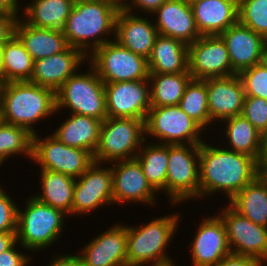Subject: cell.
Segmentation results:
<instances>
[{"label": "cell", "mask_w": 267, "mask_h": 266, "mask_svg": "<svg viewBox=\"0 0 267 266\" xmlns=\"http://www.w3.org/2000/svg\"><path fill=\"white\" fill-rule=\"evenodd\" d=\"M127 225L108 227L79 251L82 266H127Z\"/></svg>", "instance_id": "obj_17"}, {"label": "cell", "mask_w": 267, "mask_h": 266, "mask_svg": "<svg viewBox=\"0 0 267 266\" xmlns=\"http://www.w3.org/2000/svg\"><path fill=\"white\" fill-rule=\"evenodd\" d=\"M149 142L144 141L135 159L140 163L143 174L151 187L157 193L161 191L166 194L168 145Z\"/></svg>", "instance_id": "obj_31"}, {"label": "cell", "mask_w": 267, "mask_h": 266, "mask_svg": "<svg viewBox=\"0 0 267 266\" xmlns=\"http://www.w3.org/2000/svg\"><path fill=\"white\" fill-rule=\"evenodd\" d=\"M4 45L5 42H0V87H2L5 84V79L2 72V55H3Z\"/></svg>", "instance_id": "obj_49"}, {"label": "cell", "mask_w": 267, "mask_h": 266, "mask_svg": "<svg viewBox=\"0 0 267 266\" xmlns=\"http://www.w3.org/2000/svg\"><path fill=\"white\" fill-rule=\"evenodd\" d=\"M198 225L191 246V266H214L224 257L231 254L226 229L221 217L211 215L203 217Z\"/></svg>", "instance_id": "obj_18"}, {"label": "cell", "mask_w": 267, "mask_h": 266, "mask_svg": "<svg viewBox=\"0 0 267 266\" xmlns=\"http://www.w3.org/2000/svg\"><path fill=\"white\" fill-rule=\"evenodd\" d=\"M200 144L168 145L166 194L172 205L199 198Z\"/></svg>", "instance_id": "obj_8"}, {"label": "cell", "mask_w": 267, "mask_h": 266, "mask_svg": "<svg viewBox=\"0 0 267 266\" xmlns=\"http://www.w3.org/2000/svg\"><path fill=\"white\" fill-rule=\"evenodd\" d=\"M185 2H187L189 5L197 2V1H200V0H184Z\"/></svg>", "instance_id": "obj_52"}, {"label": "cell", "mask_w": 267, "mask_h": 266, "mask_svg": "<svg viewBox=\"0 0 267 266\" xmlns=\"http://www.w3.org/2000/svg\"><path fill=\"white\" fill-rule=\"evenodd\" d=\"M16 243V232H0V253L7 251Z\"/></svg>", "instance_id": "obj_47"}, {"label": "cell", "mask_w": 267, "mask_h": 266, "mask_svg": "<svg viewBox=\"0 0 267 266\" xmlns=\"http://www.w3.org/2000/svg\"><path fill=\"white\" fill-rule=\"evenodd\" d=\"M238 75L243 82L245 96L267 100V67L263 63L246 68Z\"/></svg>", "instance_id": "obj_38"}, {"label": "cell", "mask_w": 267, "mask_h": 266, "mask_svg": "<svg viewBox=\"0 0 267 266\" xmlns=\"http://www.w3.org/2000/svg\"><path fill=\"white\" fill-rule=\"evenodd\" d=\"M246 118L261 134L267 131V100L245 96L240 114Z\"/></svg>", "instance_id": "obj_39"}, {"label": "cell", "mask_w": 267, "mask_h": 266, "mask_svg": "<svg viewBox=\"0 0 267 266\" xmlns=\"http://www.w3.org/2000/svg\"><path fill=\"white\" fill-rule=\"evenodd\" d=\"M55 113V92L50 88L29 81L7 82L0 87V121L24 127L34 135V124Z\"/></svg>", "instance_id": "obj_3"}, {"label": "cell", "mask_w": 267, "mask_h": 266, "mask_svg": "<svg viewBox=\"0 0 267 266\" xmlns=\"http://www.w3.org/2000/svg\"><path fill=\"white\" fill-rule=\"evenodd\" d=\"M128 1H130V3ZM166 1L167 0H123L122 8L132 14L135 9H138L139 11H143V14L145 13L151 16V14Z\"/></svg>", "instance_id": "obj_42"}, {"label": "cell", "mask_w": 267, "mask_h": 266, "mask_svg": "<svg viewBox=\"0 0 267 266\" xmlns=\"http://www.w3.org/2000/svg\"><path fill=\"white\" fill-rule=\"evenodd\" d=\"M204 141L199 150V199L220 192L229 201L261 174L257 161L248 155Z\"/></svg>", "instance_id": "obj_1"}, {"label": "cell", "mask_w": 267, "mask_h": 266, "mask_svg": "<svg viewBox=\"0 0 267 266\" xmlns=\"http://www.w3.org/2000/svg\"><path fill=\"white\" fill-rule=\"evenodd\" d=\"M94 162L79 178L75 180L72 202V216L89 214L102 209V205L113 202V173L110 167Z\"/></svg>", "instance_id": "obj_13"}, {"label": "cell", "mask_w": 267, "mask_h": 266, "mask_svg": "<svg viewBox=\"0 0 267 266\" xmlns=\"http://www.w3.org/2000/svg\"><path fill=\"white\" fill-rule=\"evenodd\" d=\"M70 115L51 135L69 147L87 150L94 155L102 121L89 116Z\"/></svg>", "instance_id": "obj_26"}, {"label": "cell", "mask_w": 267, "mask_h": 266, "mask_svg": "<svg viewBox=\"0 0 267 266\" xmlns=\"http://www.w3.org/2000/svg\"><path fill=\"white\" fill-rule=\"evenodd\" d=\"M17 242L7 251L0 253V266H28L30 260L33 259L30 254L21 253L17 250Z\"/></svg>", "instance_id": "obj_41"}, {"label": "cell", "mask_w": 267, "mask_h": 266, "mask_svg": "<svg viewBox=\"0 0 267 266\" xmlns=\"http://www.w3.org/2000/svg\"><path fill=\"white\" fill-rule=\"evenodd\" d=\"M33 157V133L28 129L0 121V166L13 155Z\"/></svg>", "instance_id": "obj_35"}, {"label": "cell", "mask_w": 267, "mask_h": 266, "mask_svg": "<svg viewBox=\"0 0 267 266\" xmlns=\"http://www.w3.org/2000/svg\"><path fill=\"white\" fill-rule=\"evenodd\" d=\"M228 203L253 223L267 227V177L259 174Z\"/></svg>", "instance_id": "obj_29"}, {"label": "cell", "mask_w": 267, "mask_h": 266, "mask_svg": "<svg viewBox=\"0 0 267 266\" xmlns=\"http://www.w3.org/2000/svg\"><path fill=\"white\" fill-rule=\"evenodd\" d=\"M122 6L123 3L75 0L63 29L69 46L88 57L95 49L115 40L116 18ZM112 35V39L107 38Z\"/></svg>", "instance_id": "obj_2"}, {"label": "cell", "mask_w": 267, "mask_h": 266, "mask_svg": "<svg viewBox=\"0 0 267 266\" xmlns=\"http://www.w3.org/2000/svg\"><path fill=\"white\" fill-rule=\"evenodd\" d=\"M15 35L34 61L61 53L69 47L63 30L33 27L27 24L23 17H19L16 22Z\"/></svg>", "instance_id": "obj_25"}, {"label": "cell", "mask_w": 267, "mask_h": 266, "mask_svg": "<svg viewBox=\"0 0 267 266\" xmlns=\"http://www.w3.org/2000/svg\"><path fill=\"white\" fill-rule=\"evenodd\" d=\"M179 107L204 130L213 124L210 120L205 80L191 79L179 102Z\"/></svg>", "instance_id": "obj_36"}, {"label": "cell", "mask_w": 267, "mask_h": 266, "mask_svg": "<svg viewBox=\"0 0 267 266\" xmlns=\"http://www.w3.org/2000/svg\"><path fill=\"white\" fill-rule=\"evenodd\" d=\"M33 160L41 169L63 173L74 179L79 178L94 163L89 151L69 147L51 134L45 138H40L39 134L33 135Z\"/></svg>", "instance_id": "obj_11"}, {"label": "cell", "mask_w": 267, "mask_h": 266, "mask_svg": "<svg viewBox=\"0 0 267 266\" xmlns=\"http://www.w3.org/2000/svg\"><path fill=\"white\" fill-rule=\"evenodd\" d=\"M238 22L267 40V0H238Z\"/></svg>", "instance_id": "obj_37"}, {"label": "cell", "mask_w": 267, "mask_h": 266, "mask_svg": "<svg viewBox=\"0 0 267 266\" xmlns=\"http://www.w3.org/2000/svg\"><path fill=\"white\" fill-rule=\"evenodd\" d=\"M87 60L82 51L69 46L61 53L35 60L29 82L56 92Z\"/></svg>", "instance_id": "obj_20"}, {"label": "cell", "mask_w": 267, "mask_h": 266, "mask_svg": "<svg viewBox=\"0 0 267 266\" xmlns=\"http://www.w3.org/2000/svg\"><path fill=\"white\" fill-rule=\"evenodd\" d=\"M226 124L224 133L228 139L225 148L253 157L256 161L260 151L261 133L241 115L227 118L221 121ZM229 146V147H228Z\"/></svg>", "instance_id": "obj_32"}, {"label": "cell", "mask_w": 267, "mask_h": 266, "mask_svg": "<svg viewBox=\"0 0 267 266\" xmlns=\"http://www.w3.org/2000/svg\"><path fill=\"white\" fill-rule=\"evenodd\" d=\"M87 59L104 83L139 81L149 77L147 59L121 46L116 40L95 49Z\"/></svg>", "instance_id": "obj_10"}, {"label": "cell", "mask_w": 267, "mask_h": 266, "mask_svg": "<svg viewBox=\"0 0 267 266\" xmlns=\"http://www.w3.org/2000/svg\"><path fill=\"white\" fill-rule=\"evenodd\" d=\"M34 60L20 39L14 34L5 42L2 55V72L5 83L30 81Z\"/></svg>", "instance_id": "obj_34"}, {"label": "cell", "mask_w": 267, "mask_h": 266, "mask_svg": "<svg viewBox=\"0 0 267 266\" xmlns=\"http://www.w3.org/2000/svg\"><path fill=\"white\" fill-rule=\"evenodd\" d=\"M257 165L261 173L267 168V131L261 134Z\"/></svg>", "instance_id": "obj_46"}, {"label": "cell", "mask_w": 267, "mask_h": 266, "mask_svg": "<svg viewBox=\"0 0 267 266\" xmlns=\"http://www.w3.org/2000/svg\"><path fill=\"white\" fill-rule=\"evenodd\" d=\"M88 69L82 74L77 71L55 92L56 112L68 108L70 114L89 116L103 122L108 117L104 82L90 64Z\"/></svg>", "instance_id": "obj_6"}, {"label": "cell", "mask_w": 267, "mask_h": 266, "mask_svg": "<svg viewBox=\"0 0 267 266\" xmlns=\"http://www.w3.org/2000/svg\"><path fill=\"white\" fill-rule=\"evenodd\" d=\"M75 0H32L21 10L24 21L37 28L63 30Z\"/></svg>", "instance_id": "obj_30"}, {"label": "cell", "mask_w": 267, "mask_h": 266, "mask_svg": "<svg viewBox=\"0 0 267 266\" xmlns=\"http://www.w3.org/2000/svg\"><path fill=\"white\" fill-rule=\"evenodd\" d=\"M262 173L267 177V168Z\"/></svg>", "instance_id": "obj_53"}, {"label": "cell", "mask_w": 267, "mask_h": 266, "mask_svg": "<svg viewBox=\"0 0 267 266\" xmlns=\"http://www.w3.org/2000/svg\"><path fill=\"white\" fill-rule=\"evenodd\" d=\"M204 80L207 88L208 111L212 123L241 114L245 92L243 82L238 74Z\"/></svg>", "instance_id": "obj_19"}, {"label": "cell", "mask_w": 267, "mask_h": 266, "mask_svg": "<svg viewBox=\"0 0 267 266\" xmlns=\"http://www.w3.org/2000/svg\"><path fill=\"white\" fill-rule=\"evenodd\" d=\"M113 173L112 194L113 202L120 203H146L153 206L157 203L158 194L147 182L140 163L134 158L112 162Z\"/></svg>", "instance_id": "obj_16"}, {"label": "cell", "mask_w": 267, "mask_h": 266, "mask_svg": "<svg viewBox=\"0 0 267 266\" xmlns=\"http://www.w3.org/2000/svg\"><path fill=\"white\" fill-rule=\"evenodd\" d=\"M219 36L225 42L231 67L237 74L261 62L267 41L262 35L237 22Z\"/></svg>", "instance_id": "obj_23"}, {"label": "cell", "mask_w": 267, "mask_h": 266, "mask_svg": "<svg viewBox=\"0 0 267 266\" xmlns=\"http://www.w3.org/2000/svg\"><path fill=\"white\" fill-rule=\"evenodd\" d=\"M18 1L19 0H0V11L8 14H14L19 18V12L21 8L18 4Z\"/></svg>", "instance_id": "obj_48"}, {"label": "cell", "mask_w": 267, "mask_h": 266, "mask_svg": "<svg viewBox=\"0 0 267 266\" xmlns=\"http://www.w3.org/2000/svg\"><path fill=\"white\" fill-rule=\"evenodd\" d=\"M261 63H263L267 67V41L265 42L263 47Z\"/></svg>", "instance_id": "obj_50"}, {"label": "cell", "mask_w": 267, "mask_h": 266, "mask_svg": "<svg viewBox=\"0 0 267 266\" xmlns=\"http://www.w3.org/2000/svg\"><path fill=\"white\" fill-rule=\"evenodd\" d=\"M158 35L153 20L123 8L118 12L114 39L133 53L148 59Z\"/></svg>", "instance_id": "obj_22"}, {"label": "cell", "mask_w": 267, "mask_h": 266, "mask_svg": "<svg viewBox=\"0 0 267 266\" xmlns=\"http://www.w3.org/2000/svg\"><path fill=\"white\" fill-rule=\"evenodd\" d=\"M17 212L16 242L31 252L47 249L62 235L66 218L62 210L41 203L32 195ZM65 221V223H64Z\"/></svg>", "instance_id": "obj_5"}, {"label": "cell", "mask_w": 267, "mask_h": 266, "mask_svg": "<svg viewBox=\"0 0 267 266\" xmlns=\"http://www.w3.org/2000/svg\"><path fill=\"white\" fill-rule=\"evenodd\" d=\"M191 7L201 36L220 35L238 22V0H200Z\"/></svg>", "instance_id": "obj_24"}, {"label": "cell", "mask_w": 267, "mask_h": 266, "mask_svg": "<svg viewBox=\"0 0 267 266\" xmlns=\"http://www.w3.org/2000/svg\"><path fill=\"white\" fill-rule=\"evenodd\" d=\"M227 205L218 215L224 223L231 253L256 258L264 265L267 262V227L253 223L229 203Z\"/></svg>", "instance_id": "obj_12"}, {"label": "cell", "mask_w": 267, "mask_h": 266, "mask_svg": "<svg viewBox=\"0 0 267 266\" xmlns=\"http://www.w3.org/2000/svg\"><path fill=\"white\" fill-rule=\"evenodd\" d=\"M188 65L192 79L237 74L231 67L227 47L219 35L201 36L188 45Z\"/></svg>", "instance_id": "obj_14"}, {"label": "cell", "mask_w": 267, "mask_h": 266, "mask_svg": "<svg viewBox=\"0 0 267 266\" xmlns=\"http://www.w3.org/2000/svg\"><path fill=\"white\" fill-rule=\"evenodd\" d=\"M158 33L192 44L201 37L194 18L193 10L184 0H167L153 14Z\"/></svg>", "instance_id": "obj_21"}, {"label": "cell", "mask_w": 267, "mask_h": 266, "mask_svg": "<svg viewBox=\"0 0 267 266\" xmlns=\"http://www.w3.org/2000/svg\"><path fill=\"white\" fill-rule=\"evenodd\" d=\"M18 17L0 11V42H6L15 34V25Z\"/></svg>", "instance_id": "obj_43"}, {"label": "cell", "mask_w": 267, "mask_h": 266, "mask_svg": "<svg viewBox=\"0 0 267 266\" xmlns=\"http://www.w3.org/2000/svg\"><path fill=\"white\" fill-rule=\"evenodd\" d=\"M73 177L50 170H40L41 193L33 194L41 203L62 210L72 216L73 190L75 186Z\"/></svg>", "instance_id": "obj_28"}, {"label": "cell", "mask_w": 267, "mask_h": 266, "mask_svg": "<svg viewBox=\"0 0 267 266\" xmlns=\"http://www.w3.org/2000/svg\"><path fill=\"white\" fill-rule=\"evenodd\" d=\"M0 186V232H16L18 205Z\"/></svg>", "instance_id": "obj_40"}, {"label": "cell", "mask_w": 267, "mask_h": 266, "mask_svg": "<svg viewBox=\"0 0 267 266\" xmlns=\"http://www.w3.org/2000/svg\"><path fill=\"white\" fill-rule=\"evenodd\" d=\"M107 116L146 120L150 102L149 79L104 83Z\"/></svg>", "instance_id": "obj_15"}, {"label": "cell", "mask_w": 267, "mask_h": 266, "mask_svg": "<svg viewBox=\"0 0 267 266\" xmlns=\"http://www.w3.org/2000/svg\"><path fill=\"white\" fill-rule=\"evenodd\" d=\"M147 61L149 73H189L188 45L159 34Z\"/></svg>", "instance_id": "obj_27"}, {"label": "cell", "mask_w": 267, "mask_h": 266, "mask_svg": "<svg viewBox=\"0 0 267 266\" xmlns=\"http://www.w3.org/2000/svg\"><path fill=\"white\" fill-rule=\"evenodd\" d=\"M62 255V256H61ZM58 256V257H57ZM53 260L51 259L48 266H82L80 258L78 254L72 255L64 253L56 255V257L52 256Z\"/></svg>", "instance_id": "obj_45"}, {"label": "cell", "mask_w": 267, "mask_h": 266, "mask_svg": "<svg viewBox=\"0 0 267 266\" xmlns=\"http://www.w3.org/2000/svg\"><path fill=\"white\" fill-rule=\"evenodd\" d=\"M88 1H103V2H110V3H123V0H88Z\"/></svg>", "instance_id": "obj_51"}, {"label": "cell", "mask_w": 267, "mask_h": 266, "mask_svg": "<svg viewBox=\"0 0 267 266\" xmlns=\"http://www.w3.org/2000/svg\"><path fill=\"white\" fill-rule=\"evenodd\" d=\"M179 217L173 213L139 227L127 225V266H175L166 247L178 230Z\"/></svg>", "instance_id": "obj_4"}, {"label": "cell", "mask_w": 267, "mask_h": 266, "mask_svg": "<svg viewBox=\"0 0 267 266\" xmlns=\"http://www.w3.org/2000/svg\"><path fill=\"white\" fill-rule=\"evenodd\" d=\"M214 266H263V264L256 258L231 253Z\"/></svg>", "instance_id": "obj_44"}, {"label": "cell", "mask_w": 267, "mask_h": 266, "mask_svg": "<svg viewBox=\"0 0 267 266\" xmlns=\"http://www.w3.org/2000/svg\"><path fill=\"white\" fill-rule=\"evenodd\" d=\"M145 120L107 117L100 127L94 162L109 163L134 159L145 141Z\"/></svg>", "instance_id": "obj_7"}, {"label": "cell", "mask_w": 267, "mask_h": 266, "mask_svg": "<svg viewBox=\"0 0 267 266\" xmlns=\"http://www.w3.org/2000/svg\"><path fill=\"white\" fill-rule=\"evenodd\" d=\"M151 107L179 105L190 73H149Z\"/></svg>", "instance_id": "obj_33"}, {"label": "cell", "mask_w": 267, "mask_h": 266, "mask_svg": "<svg viewBox=\"0 0 267 266\" xmlns=\"http://www.w3.org/2000/svg\"><path fill=\"white\" fill-rule=\"evenodd\" d=\"M203 131L179 105L151 107L145 120V139L152 136L159 144H201Z\"/></svg>", "instance_id": "obj_9"}]
</instances>
